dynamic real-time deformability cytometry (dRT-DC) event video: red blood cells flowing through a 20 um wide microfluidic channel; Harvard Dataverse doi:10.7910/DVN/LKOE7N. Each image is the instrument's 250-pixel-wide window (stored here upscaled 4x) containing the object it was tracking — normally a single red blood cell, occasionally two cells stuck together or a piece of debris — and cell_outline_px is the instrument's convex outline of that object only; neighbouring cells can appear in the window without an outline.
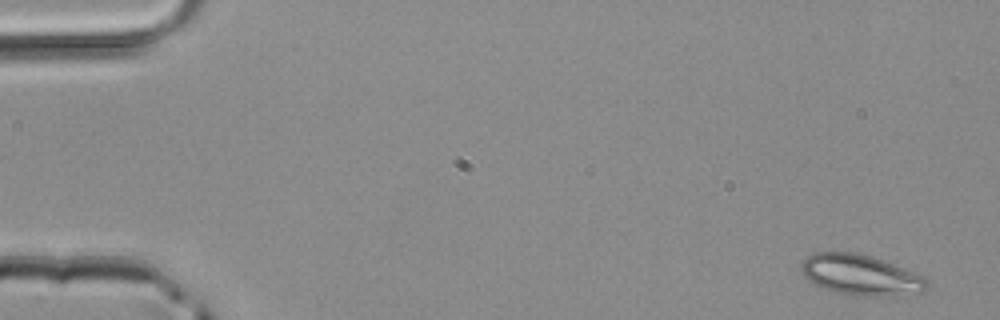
{"species": "common noctule bat (a hibernating species)", "species_latin": "Nyctalus noctula", "temperature_condition": "room temperature", "stored_images_in_passage": 4, "segment_of_instrument_passage": [2, 2], "camera_frame_rate_fps": 3000, "um_per_image_px": 0.085, "animal": {"sex": "male", "body_mass_g": 20.4}, "frame": {"image": 1, "passage_image": 4, "time_ms": 1.0, "image_size_px": [1000, 320], "cell_outline_px": [[928, 288], [924, 292], [876, 296], [864, 296], [836, 292], [820, 288], [812, 284], [800, 272], [800, 264], [804, 256], [816, 252], [856, 252], [872, 256], [884, 260], [920, 276], [928, 280]], "centroid_in_image_um": [73.06, 23.35], "position_along_channel_um": 11.9, "area_um2": 29.77}}